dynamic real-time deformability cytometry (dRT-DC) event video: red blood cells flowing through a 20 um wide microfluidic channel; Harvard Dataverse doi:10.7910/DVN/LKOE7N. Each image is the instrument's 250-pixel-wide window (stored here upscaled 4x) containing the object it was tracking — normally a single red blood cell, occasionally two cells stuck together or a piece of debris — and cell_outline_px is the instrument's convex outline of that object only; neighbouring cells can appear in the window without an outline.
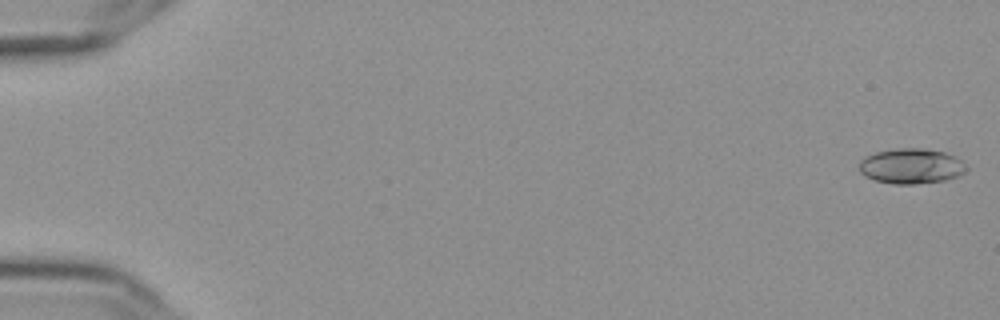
{"species": "Egyptian fruit bat (a non-hibernating species)", "species_latin": "Rousettus aegyptiacus", "temperature_condition": "cold", "stored_images_in_passage": 56, "camera_frame_rate_fps": 3000, "um_per_image_px": 0.085, "frame": {"image": 1, "passage_image": 1, "time_ms": 0.0, "image_size_px": [1000, 320], "cell_outline_px": [[968, 168], [964, 172], [956, 176], [944, 180], [912, 184], [892, 184], [876, 180], [864, 176], [860, 172], [860, 160], [876, 152], [896, 148], [920, 148], [944, 152], [960, 160]], "centroid_in_image_um": [77.42, 14.12], "position_along_channel_um": 7.6, "area_um2": 21.68}}
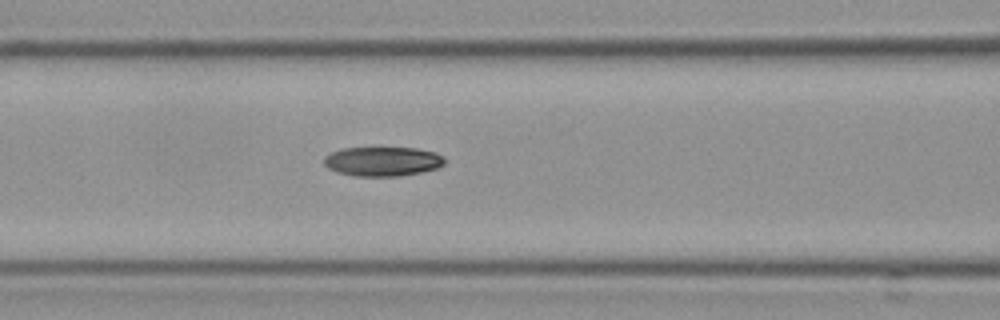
{"frame": {"image": 2, "passage_image": 25, "time_ms": 8.0, "image_size_px": [1000, 320], "cell_outline_px": [[444, 164], [436, 168], [420, 172], [400, 176], [356, 176], [336, 172], [328, 168], [324, 164], [324, 156], [340, 148], [416, 148], [436, 152], [444, 156]], "centroid_in_image_um": [32.51, 13.71], "position_along_channel_um": 134.1, "area_um2": 20.69}}
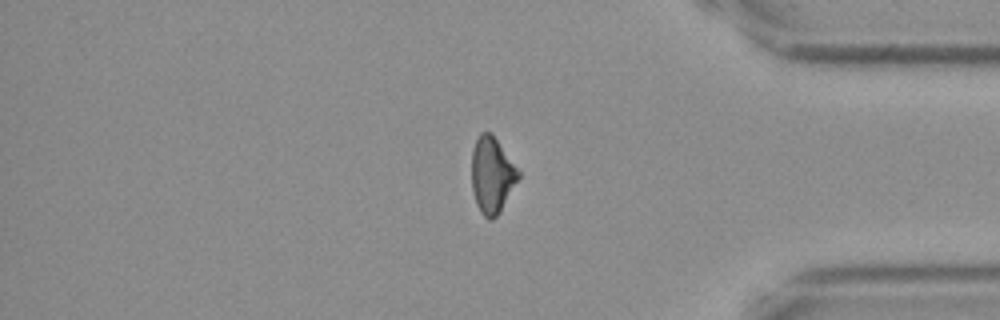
{"frame": {"image": 3, "passage_image": 48, "time_ms": 15.667, "image_size_px": [1000, 320], "cell_outline_px": [[520, 176], [500, 212], [492, 220], [488, 220], [480, 212], [476, 204], [472, 188], [472, 148], [480, 132], [488, 132], [496, 140], [520, 172]], "centroid_in_image_um": [41.8, 14.92], "position_along_channel_um": 393.4, "area_um2": 20.4}}